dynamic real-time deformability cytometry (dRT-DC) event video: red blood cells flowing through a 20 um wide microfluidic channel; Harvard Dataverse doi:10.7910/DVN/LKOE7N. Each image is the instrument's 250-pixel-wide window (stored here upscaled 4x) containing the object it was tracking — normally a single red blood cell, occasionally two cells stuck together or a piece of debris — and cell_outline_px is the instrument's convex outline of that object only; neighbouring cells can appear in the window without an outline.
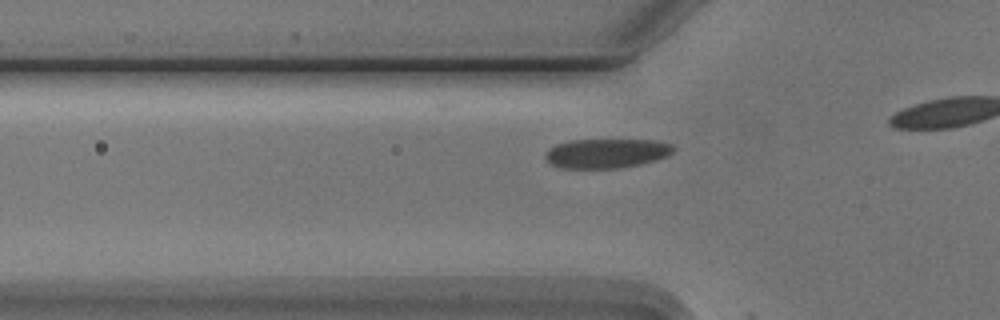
{"species": "Egyptian fruit bat (a non-hibernating species)", "species_latin": "Rousettus aegyptiacus", "temperature_condition": "cold", "stored_images_in_passage": 9, "camera_frame_rate_fps": 3000, "um_per_image_px": 0.085, "animal": {"sex": "male"}, "frame": {"image": 1, "passage_image": 8, "time_ms": 2.333, "image_size_px": [1000, 320], "cell_outline_px": [[676, 148], [668, 156], [656, 160], [640, 164], [620, 168], [560, 168], [552, 164], [544, 156], [544, 152], [548, 148], [556, 144], [568, 140], [656, 140], [672, 144]], "centroid_in_image_um": [51.55, 13.03], "position_along_channel_um": 74.3, "area_um2": 22.14}}